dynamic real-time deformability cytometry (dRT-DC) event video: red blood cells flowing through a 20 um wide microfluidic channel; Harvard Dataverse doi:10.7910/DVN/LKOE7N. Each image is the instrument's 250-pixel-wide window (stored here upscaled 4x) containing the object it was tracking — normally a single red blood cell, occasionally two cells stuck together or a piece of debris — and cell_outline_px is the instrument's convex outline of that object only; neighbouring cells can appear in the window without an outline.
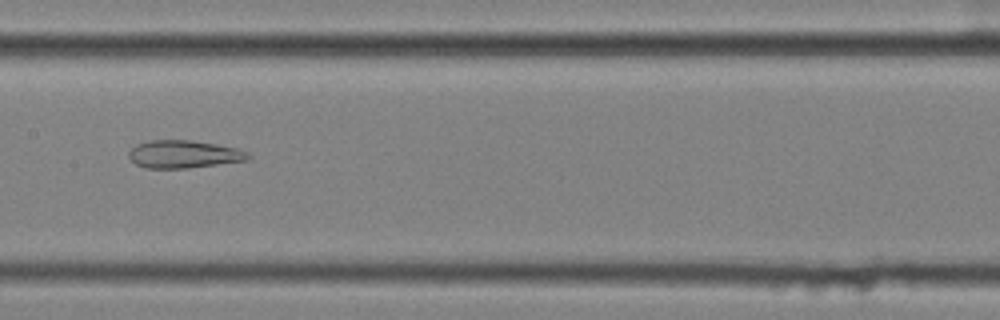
{"species": "common noctule bat (a hibernating species)", "species_latin": "Nyctalus noctula", "temperature_condition": "cold", "stored_images_in_passage": 50, "camera_frame_rate_fps": 3000, "um_per_image_px": 0.085, "animal": {"sex": "female", "body_mass_g": 25.1}, "frame": {"image": 1, "passage_image": 29, "time_ms": 9.333, "image_size_px": [1000, 320], "cell_outline_px": [[252, 156], [248, 160], [188, 168], [144, 168], [136, 164], [128, 156], [128, 152], [136, 144], [148, 140], [188, 140], [216, 144], [236, 148], [248, 152]], "centroid_in_image_um": [15.61, 13.11], "position_along_channel_um": 191.8, "area_um2": 19.31}}
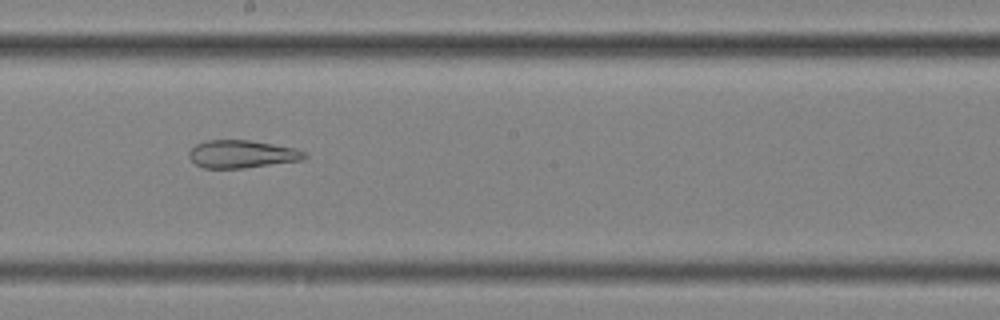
{"frame": {"image": 2, "passage_image": 32, "time_ms": 10.333, "image_size_px": [1000, 320], "cell_outline_px": [[308, 156], [304, 160], [244, 168], [204, 168], [196, 164], [188, 156], [188, 152], [196, 144], [208, 140], [248, 140], [296, 148], [304, 152]], "centroid_in_image_um": [20.58, 13.1], "position_along_channel_um": 227.6, "area_um2": 18.67}}
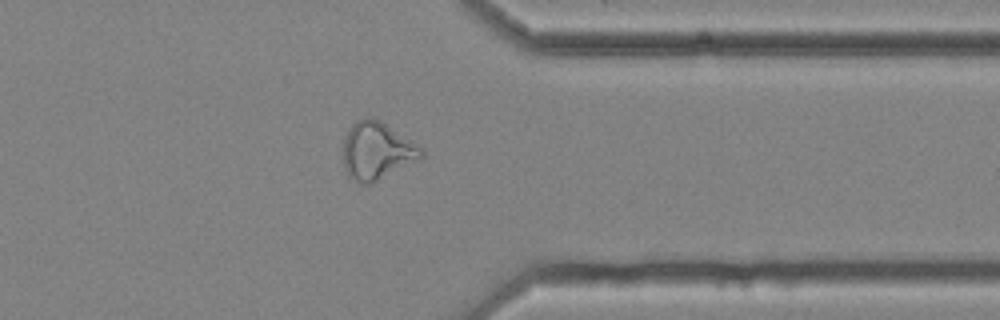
{"frame": {"image": 3, "passage_image": 45, "time_ms": 14.667, "image_size_px": [1000, 320], "cell_outline_px": [[424, 156], [420, 160], [368, 184], [360, 184], [348, 176], [344, 168], [344, 136], [352, 124], [356, 120], [364, 116], [372, 116], [380, 120], [412, 140], [424, 148]], "centroid_in_image_um": [32.05, 12.79], "position_along_channel_um": 379.4, "area_um2": 26.47}}